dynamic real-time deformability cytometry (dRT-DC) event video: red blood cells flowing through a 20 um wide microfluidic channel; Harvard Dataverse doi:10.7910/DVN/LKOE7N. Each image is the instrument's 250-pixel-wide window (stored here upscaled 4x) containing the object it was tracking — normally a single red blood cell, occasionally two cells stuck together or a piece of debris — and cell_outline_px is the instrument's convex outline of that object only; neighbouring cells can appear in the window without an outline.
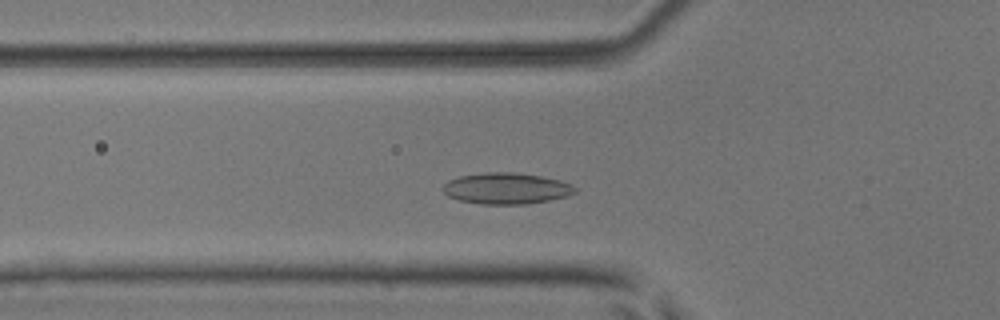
{"species": "common noctule bat (a hibernating species)", "species_latin": "Nyctalus noctula", "temperature_condition": "room temperature", "stored_images_in_passage": 47, "camera_frame_rate_fps": 3000, "um_per_image_px": 0.085, "animal": {"sex": "male", "body_mass_g": 17.9, "forearm_length_mm": 54.2}, "frame": {"image": 1, "passage_image": 13, "time_ms": 4.0, "image_size_px": [1000, 320], "cell_outline_px": [[576, 192], [568, 196], [548, 200], [524, 204], [480, 204], [460, 200], [448, 196], [440, 188], [448, 180], [460, 176], [484, 172], [512, 172], [544, 176], [560, 180], [572, 184], [576, 188]], "centroid_in_image_um": [43.04, 16.0], "position_along_channel_um": 82.8, "area_um2": 24.16}}
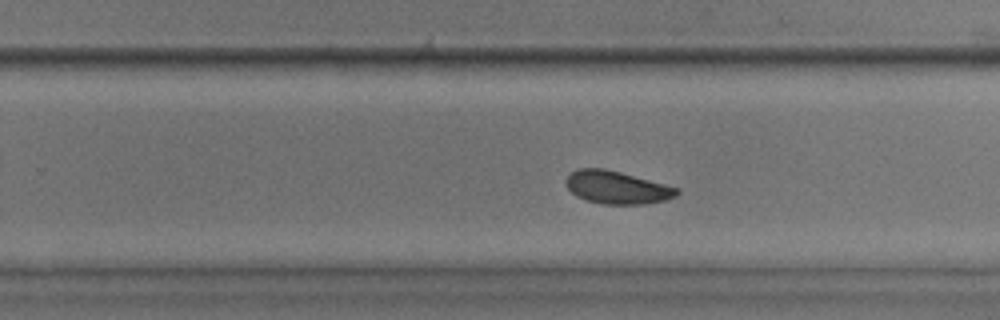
{"frame": {"image": 2, "passage_image": 28, "time_ms": 9.0, "image_size_px": [1000, 320], "cell_outline_px": [[680, 192], [676, 196], [664, 200], [644, 204], [604, 204], [584, 200], [576, 196], [568, 188], [564, 180], [572, 172], [580, 168], [604, 168], [620, 172], [680, 188]], "centroid_in_image_um": [52.43, 15.93], "position_along_channel_um": 277.4, "area_um2": 21.15}}
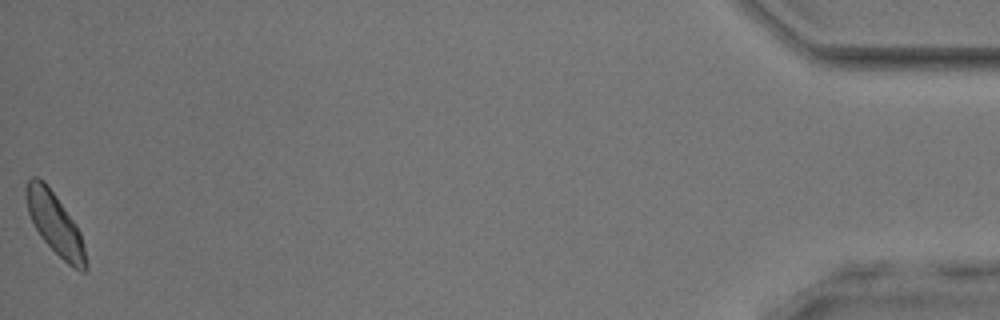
{"frame": {"image": 3, "passage_image": 47, "time_ms": 15.333, "image_size_px": [1000, 320], "cell_outline_px": [[88, 268], [84, 272], [80, 272], [68, 264], [40, 236], [28, 212], [24, 192], [24, 188], [28, 180], [32, 176], [36, 176], [44, 180], [56, 196], [76, 224], [80, 232], [88, 264]], "centroid_in_image_um": [4.67, 19.0], "position_along_channel_um": 430.5, "area_um2": 21.33}, "authors_computed_cell_mechanics": {"area_um2": 21.5016, "velocity_mm_per_s": 3.9038, "shape_relaxation_time_tau1_ms": 4.7409, "shape_relaxation_time_tau2_ms": 2.4133, "deformation_change_tau1": 0.0851, "deformation_change_tau2": 0.0652}}